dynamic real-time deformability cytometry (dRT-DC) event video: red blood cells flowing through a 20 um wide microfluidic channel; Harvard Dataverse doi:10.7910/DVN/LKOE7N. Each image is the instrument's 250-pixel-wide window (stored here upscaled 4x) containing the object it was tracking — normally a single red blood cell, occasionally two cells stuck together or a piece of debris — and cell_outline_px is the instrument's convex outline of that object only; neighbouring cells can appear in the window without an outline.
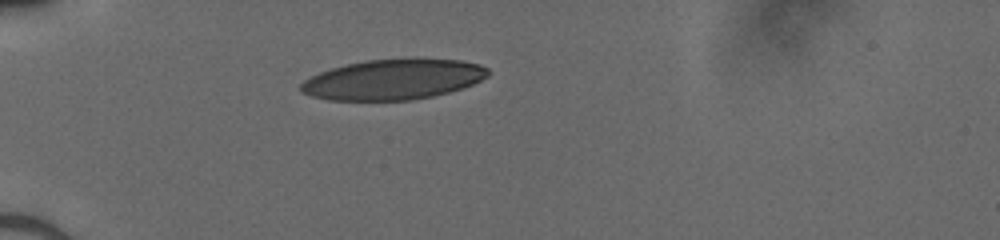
{"species": "human", "species_latin": "Homo sapiens", "temperature_condition": "cold", "stored_images_in_passage": 30, "camera_frame_rate_fps": 3000, "um_per_image_px": 0.085, "donor": {"sex": "male"}, "frame": {"image": 1, "passage_image": 1, "time_ms": 0.0, "image_size_px": [1000, 240], "cell_outline_px": [[488, 76], [472, 84], [448, 92], [432, 96], [412, 100], [328, 100], [312, 96], [300, 92], [300, 84], [304, 80], [320, 72], [332, 68], [364, 60], [416, 56], [460, 60], [480, 64], [488, 68]], "centroid_in_image_um": [33.44, 6.72], "position_along_channel_um": 51.6, "area_um2": 44.68}}
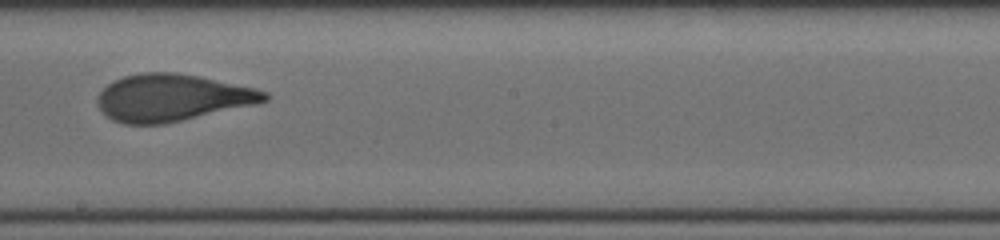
{"frame": {"image": 2, "passage_image": 16, "time_ms": 5.0, "image_size_px": [1000, 240], "cell_outline_px": [[268, 100], [256, 104], [164, 124], [124, 124], [112, 120], [100, 108], [96, 100], [100, 92], [108, 84], [124, 76], [140, 72], [176, 72], [256, 88], [268, 92]], "centroid_in_image_um": [14.62, 8.3], "position_along_channel_um": 233.6, "area_um2": 45.49}}
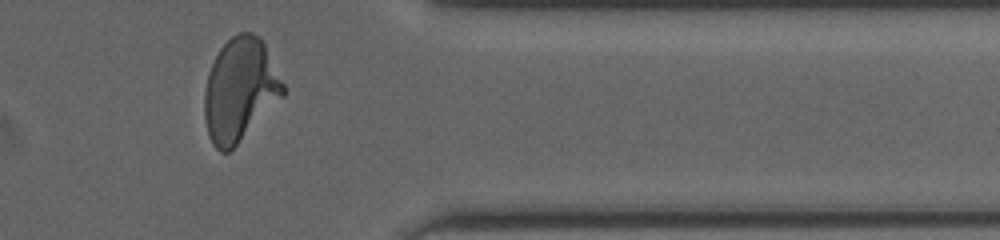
{"frame": {"image": 3, "passage_image": 28, "time_ms": 9.0, "image_size_px": [1000, 240], "cell_outline_px": [[284, 96], [228, 152], [220, 152], [212, 144], [208, 136], [204, 116], [204, 92], [208, 72], [220, 48], [232, 36], [240, 32], [252, 32], [260, 36], [284, 84]], "centroid_in_image_um": [20.38, 7.62], "position_along_channel_um": 391.0, "area_um2": 46.88}}